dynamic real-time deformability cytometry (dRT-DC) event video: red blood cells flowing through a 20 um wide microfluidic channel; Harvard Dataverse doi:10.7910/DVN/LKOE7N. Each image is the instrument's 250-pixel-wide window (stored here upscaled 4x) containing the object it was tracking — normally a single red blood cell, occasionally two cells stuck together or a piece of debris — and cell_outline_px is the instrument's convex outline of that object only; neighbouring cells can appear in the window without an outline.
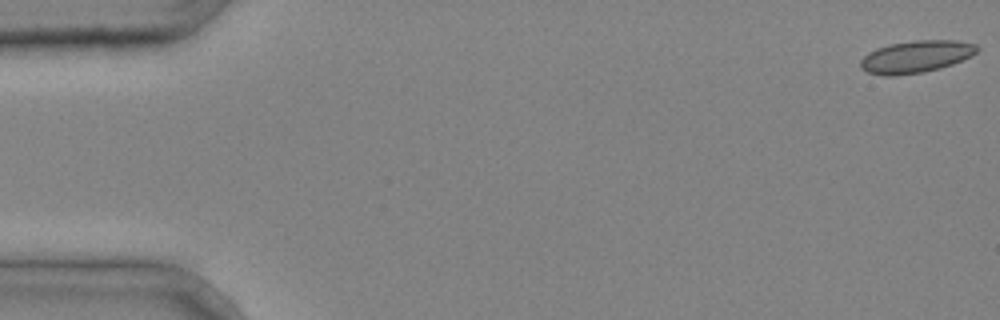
{"species": "common noctule bat (a hibernating species)", "species_latin": "Nyctalus noctula", "temperature_condition": "cold", "stored_images_in_passage": 39, "camera_frame_rate_fps": 3000, "um_per_image_px": 0.085, "animal": {"sex": "male", "body_mass_g": 20.4}, "frame": {"image": 1, "passage_image": 1, "time_ms": 0.0, "image_size_px": [1000, 320], "cell_outline_px": [[980, 48], [972, 56], [952, 64], [940, 68], [924, 72], [892, 76], [884, 76], [868, 72], [860, 68], [860, 60], [868, 52], [876, 48], [888, 44], [916, 40], [956, 40], [976, 44]], "centroid_in_image_um": [77.85, 4.81], "position_along_channel_um": 7.1, "area_um2": 22.02}}
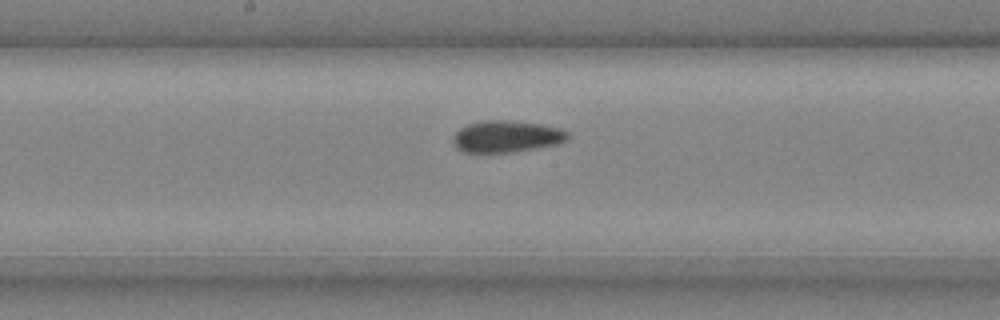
{"frame": {"image": 2, "passage_image": 23, "time_ms": 7.333, "image_size_px": [1000, 320], "cell_outline_px": [[568, 140], [556, 144], [536, 148], [508, 152], [464, 152], [456, 148], [452, 140], [452, 136], [460, 128], [468, 124], [484, 120], [508, 120], [540, 124], [560, 128], [568, 132]], "centroid_in_image_um": [43.03, 11.59], "position_along_channel_um": 205.2, "area_um2": 21.15}}
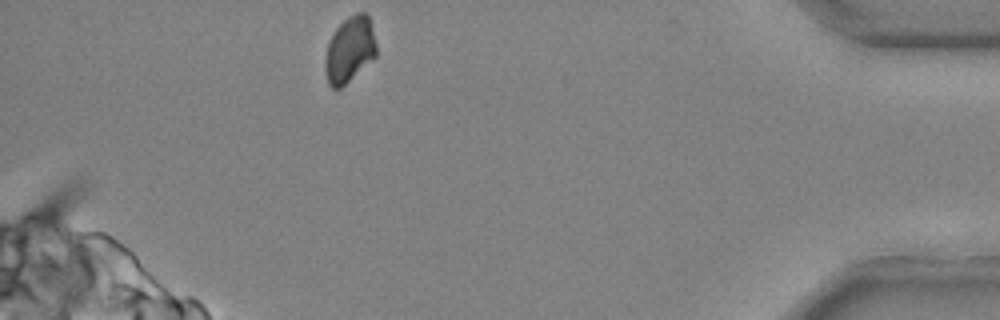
{"frame": {"image": 3, "passage_image": 39, "time_ms": 12.667, "image_size_px": [1000, 320], "cell_outline_px": [[376, 56], [340, 88], [332, 88], [328, 84], [324, 68], [324, 60], [328, 44], [336, 28], [348, 16], [356, 12], [364, 12], [368, 16], [376, 44]], "centroid_in_image_um": [29.7, 4.21], "position_along_channel_um": 405.5, "area_um2": 19.36}}